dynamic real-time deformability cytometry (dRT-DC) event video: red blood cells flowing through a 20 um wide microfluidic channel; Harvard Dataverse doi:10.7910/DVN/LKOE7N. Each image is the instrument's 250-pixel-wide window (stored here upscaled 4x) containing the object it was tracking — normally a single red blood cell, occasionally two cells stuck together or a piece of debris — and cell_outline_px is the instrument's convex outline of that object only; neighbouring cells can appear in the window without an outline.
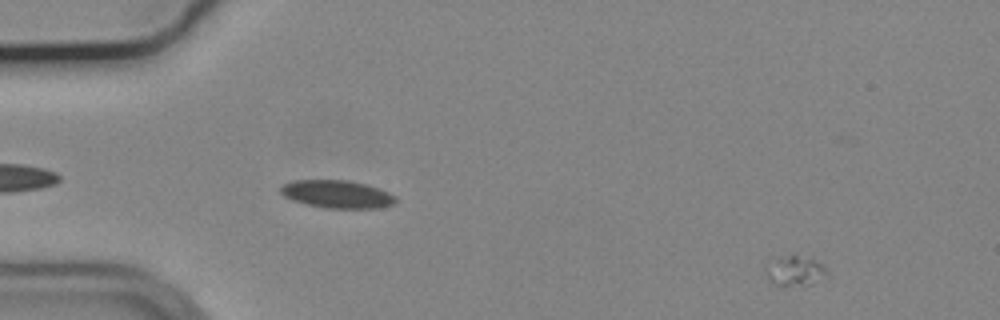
{"species": "common noctule bat (a hibernating species)", "species_latin": "Nyctalus noctula", "temperature_condition": "cold", "stored_images_in_passage": 17, "camera_frame_rate_fps": 3000, "um_per_image_px": 0.085, "animal": {"sex": "male", "body_mass_g": 19.2, "forearm_length_mm": 51.8}, "frame": {"image": 1, "passage_image": 5, "time_ms": 1.333, "image_size_px": [1000, 320], "cell_outline_px": [[828, 272], [824, 276], [812, 284], [784, 288], [780, 288], [768, 280], [764, 268], [764, 260], [780, 256], [812, 256]], "centroid_in_image_um": [67.45, 23.03], "position_along_channel_um": 17.6, "area_um2": 11.39}}